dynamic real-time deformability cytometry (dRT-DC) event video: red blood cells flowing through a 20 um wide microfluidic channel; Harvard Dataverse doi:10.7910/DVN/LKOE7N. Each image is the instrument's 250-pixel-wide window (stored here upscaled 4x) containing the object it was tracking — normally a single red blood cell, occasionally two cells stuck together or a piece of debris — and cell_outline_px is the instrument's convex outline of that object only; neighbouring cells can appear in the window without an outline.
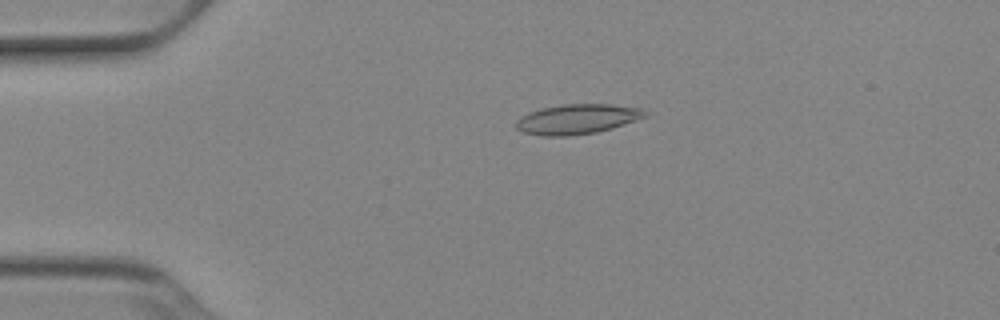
{"species": "Egyptian fruit bat (a non-hibernating species)", "species_latin": "Rousettus aegyptiacus", "temperature_condition": "cold", "stored_images_in_passage": 52, "camera_frame_rate_fps": 3000, "um_per_image_px": 0.085, "animal": {"sex": "female"}, "frame": {"image": 1, "passage_image": 12, "time_ms": 3.667, "image_size_px": [1000, 320], "cell_outline_px": [[648, 116], [612, 128], [596, 132], [568, 136], [544, 136], [524, 132], [516, 128], [516, 120], [520, 116], [528, 112], [544, 108], [564, 104], [612, 104], [644, 108]], "centroid_in_image_um": [49.08, 10.12], "position_along_channel_um": 35.9, "area_um2": 22.48}}
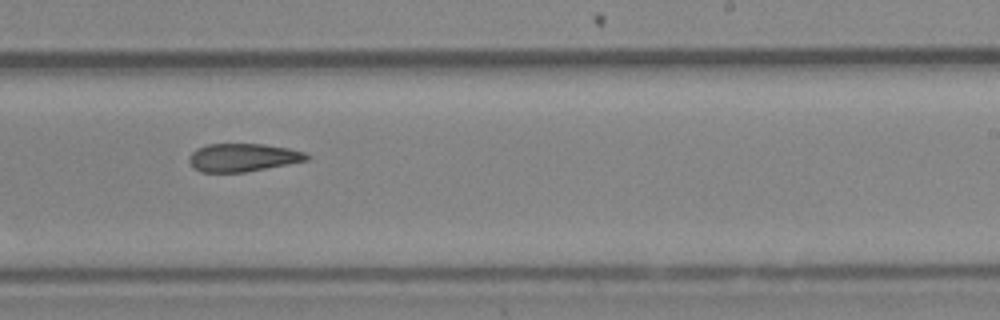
{"frame": {"image": 2, "passage_image": 33, "time_ms": 10.667, "image_size_px": [1000, 320], "cell_outline_px": [[308, 160], [288, 164], [244, 172], [200, 172], [192, 168], [188, 160], [188, 156], [196, 148], [208, 144], [264, 144], [288, 148], [304, 152], [308, 156]], "centroid_in_image_um": [20.58, 13.39], "position_along_channel_um": 268.4, "area_um2": 19.25}}
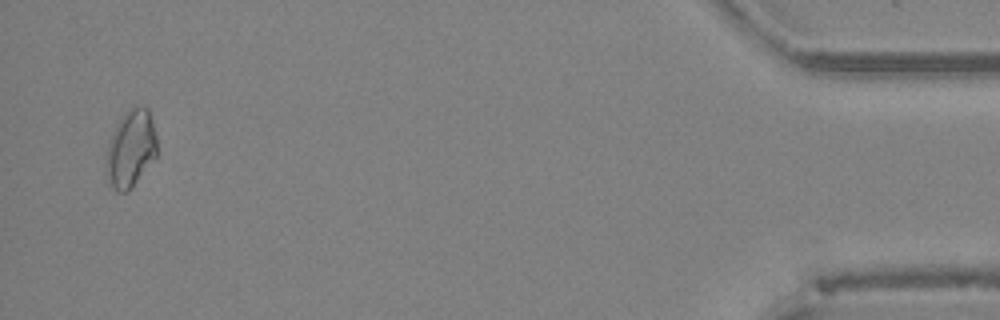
{"frame": {"image": 3, "passage_image": 51, "time_ms": 16.667, "image_size_px": [1000, 320], "cell_outline_px": [[156, 156], [132, 188], [128, 192], [116, 192], [108, 184], [108, 144], [112, 132], [120, 116], [128, 108], [140, 104], [144, 104], [148, 108], [152, 120], [156, 136]], "centroid_in_image_um": [11.13, 12.59], "position_along_channel_um": 424.1, "area_um2": 22.95}, "authors_computed_cell_mechanics": {"area_um2": 20.9525, "velocity_mm_per_s": 3.9075, "shape_relaxation_time_tau1_ms": null, "shape_relaxation_time_tau2_ms": 9.8602, "deformation_change_tau1": null, "deformation_change_tau2": 0.2056}}